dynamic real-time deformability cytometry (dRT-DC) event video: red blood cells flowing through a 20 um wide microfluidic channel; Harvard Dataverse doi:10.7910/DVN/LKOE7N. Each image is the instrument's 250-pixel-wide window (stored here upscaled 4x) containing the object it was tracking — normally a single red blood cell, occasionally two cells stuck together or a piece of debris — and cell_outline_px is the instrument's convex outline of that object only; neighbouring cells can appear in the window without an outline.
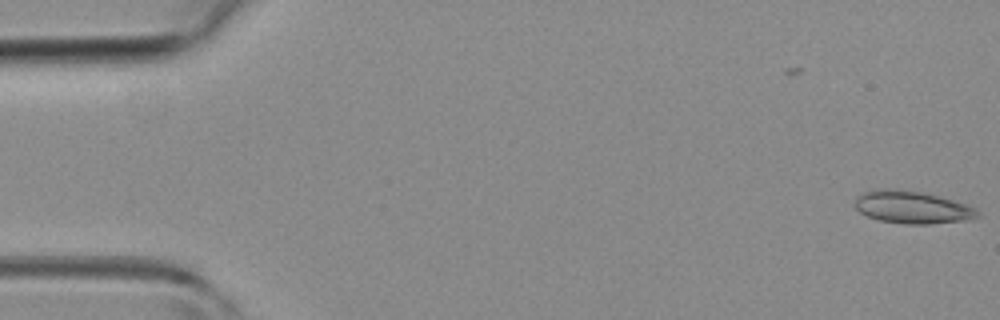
{"species": "common noctule bat (a hibernating species)", "species_latin": "Nyctalus noctula", "temperature_condition": "room temperature", "stored_images_in_passage": 45, "camera_frame_rate_fps": 3000, "um_per_image_px": 0.085, "animal": {"sex": "female", "body_mass_g": 19.3, "forearm_length_mm": 54.1}, "frame": {"image": 1, "passage_image": 1, "time_ms": 0.0, "image_size_px": [1000, 320], "cell_outline_px": [[980, 216], [968, 220], [928, 224], [904, 224], [880, 220], [868, 216], [860, 212], [856, 208], [856, 196], [864, 192], [880, 188], [896, 188], [924, 192], [940, 196], [976, 208], [980, 212]], "centroid_in_image_um": [77.55, 17.61], "position_along_channel_um": 7.5, "area_um2": 23.35}}
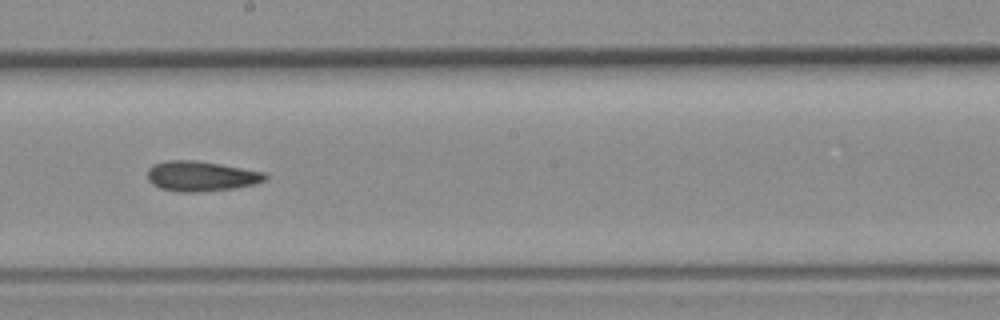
{"frame": {"image": 2, "passage_image": 25, "time_ms": 8.0, "image_size_px": [1000, 320], "cell_outline_px": [[268, 176], [264, 180], [256, 184], [236, 188], [196, 192], [180, 192], [160, 188], [152, 184], [148, 180], [148, 168], [152, 164], [168, 160], [196, 160], [220, 164], [264, 172]], "centroid_in_image_um": [17.07, 14.97], "position_along_channel_um": 231.1, "area_um2": 20.69}}
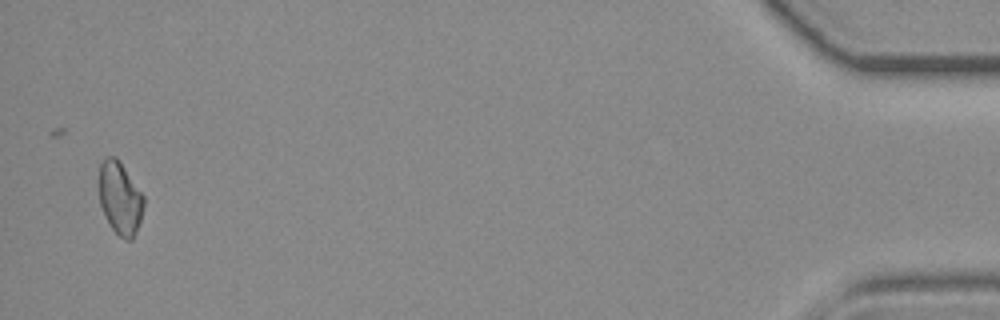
{"frame": {"image": 3, "passage_image": 44, "time_ms": 14.333, "image_size_px": [1000, 320], "cell_outline_px": [[144, 204], [140, 220], [136, 232], [132, 240], [124, 240], [112, 228], [100, 204], [100, 164], [104, 156], [116, 156], [120, 160], [144, 196]], "centroid_in_image_um": [10.22, 16.81], "position_along_channel_um": 425.0, "area_um2": 18.79}}